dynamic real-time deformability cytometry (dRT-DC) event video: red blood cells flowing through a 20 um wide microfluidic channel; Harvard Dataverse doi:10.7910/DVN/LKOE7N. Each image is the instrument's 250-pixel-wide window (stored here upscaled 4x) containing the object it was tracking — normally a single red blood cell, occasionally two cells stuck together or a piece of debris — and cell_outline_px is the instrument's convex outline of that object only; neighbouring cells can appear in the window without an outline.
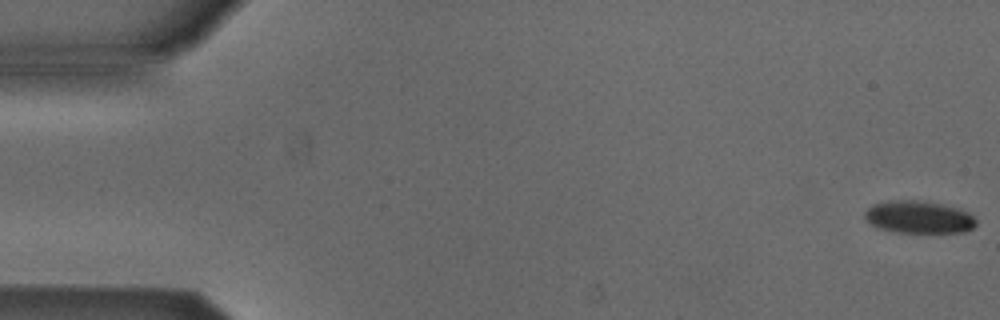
{"species": "Egyptian fruit bat (a non-hibernating species)", "species_latin": "Rousettus aegyptiacus", "temperature_condition": "cold", "stored_images_in_passage": 53, "camera_frame_rate_fps": 3000, "um_per_image_px": 0.085, "animal": {"sex": "male"}, "frame": {"image": 1, "passage_image": 1, "time_ms": 0.0, "image_size_px": [1000, 320], "cell_outline_px": [[976, 224], [972, 228], [964, 232], [896, 232], [876, 228], [868, 224], [864, 216], [864, 212], [872, 204], [888, 200], [928, 200], [960, 208], [968, 212], [976, 220]], "centroid_in_image_um": [78.06, 18.43], "position_along_channel_um": 6.9, "area_um2": 21.5}}
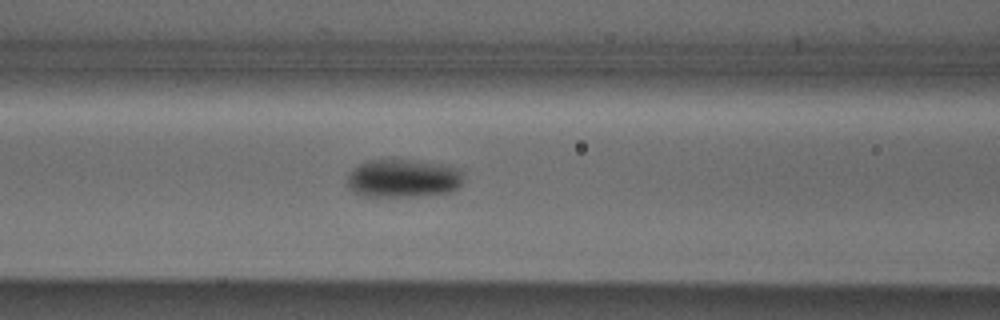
{"frame": {"image": 2, "passage_image": 22, "time_ms": 7.0, "image_size_px": [1000, 320], "cell_outline_px": [[464, 180], [460, 188], [452, 192], [416, 196], [364, 196], [352, 192], [348, 188], [348, 172], [352, 168], [368, 160], [412, 160], [440, 164], [460, 168]], "centroid_in_image_um": [34.28, 15.17], "position_along_channel_um": 132.3, "area_um2": 26.18}}
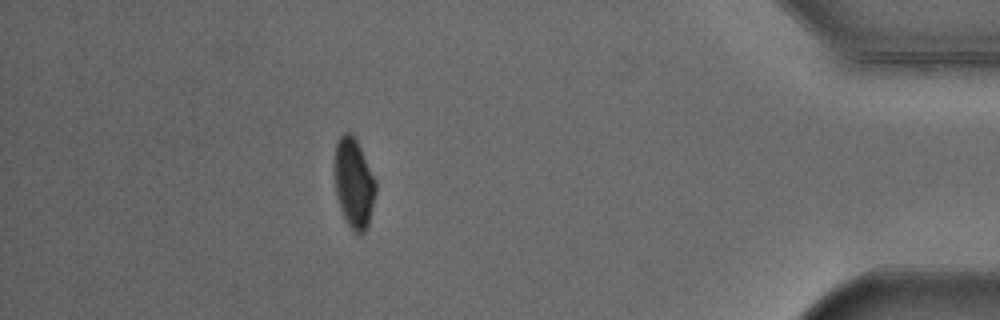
{"frame": {"image": 3, "passage_image": 47, "time_ms": 15.333, "image_size_px": [1000, 320], "cell_outline_px": [[376, 192], [368, 224], [364, 232], [356, 236], [348, 224], [340, 208], [336, 196], [336, 140], [344, 132], [352, 132], [376, 180]], "centroid_in_image_um": [30.09, 15.59], "position_along_channel_um": 405.1, "area_um2": 21.21}, "authors_computed_cell_mechanics": {"area_um2": 23.3512, "velocity_mm_per_s": 3.887, "shape_relaxation_time_tau1_ms": 3.2585, "shape_relaxation_time_tau2_ms": null, "deformation_change_tau1": 0.077, "deformation_change_tau2": null}}